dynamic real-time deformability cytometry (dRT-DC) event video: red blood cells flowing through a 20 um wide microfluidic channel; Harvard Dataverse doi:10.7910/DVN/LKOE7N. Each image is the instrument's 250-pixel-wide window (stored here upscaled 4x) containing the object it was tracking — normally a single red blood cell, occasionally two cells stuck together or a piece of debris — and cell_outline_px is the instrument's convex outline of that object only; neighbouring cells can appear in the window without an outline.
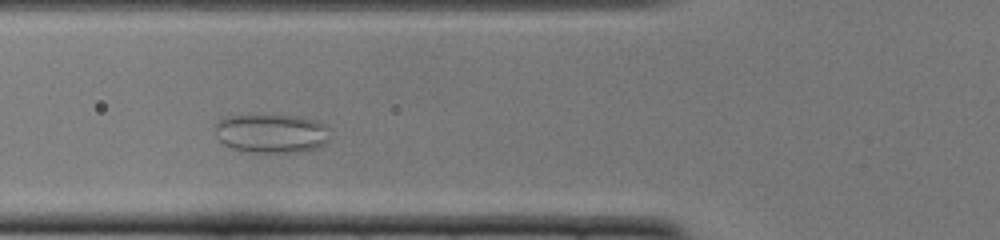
{"species": "common noctule bat (a hibernating species)", "species_latin": "Nyctalus noctula", "temperature_condition": "cold", "stored_images_in_passage": 34, "camera_frame_rate_fps": 3000, "um_per_image_px": 0.085, "animal": {"sex": "female", "body_mass_g": 22.0, "forearm_length_mm": 56.7}, "frame": {"image": 1, "passage_image": 10, "time_ms": 3.0, "image_size_px": [1000, 240], "cell_outline_px": [[328, 140], [320, 148], [300, 152], [248, 152], [232, 148], [224, 144], [216, 136], [216, 124], [224, 116], [296, 116], [312, 120], [324, 124]], "centroid_in_image_um": [23.05, 11.36], "position_along_channel_um": 102.8, "area_um2": 25.66}}